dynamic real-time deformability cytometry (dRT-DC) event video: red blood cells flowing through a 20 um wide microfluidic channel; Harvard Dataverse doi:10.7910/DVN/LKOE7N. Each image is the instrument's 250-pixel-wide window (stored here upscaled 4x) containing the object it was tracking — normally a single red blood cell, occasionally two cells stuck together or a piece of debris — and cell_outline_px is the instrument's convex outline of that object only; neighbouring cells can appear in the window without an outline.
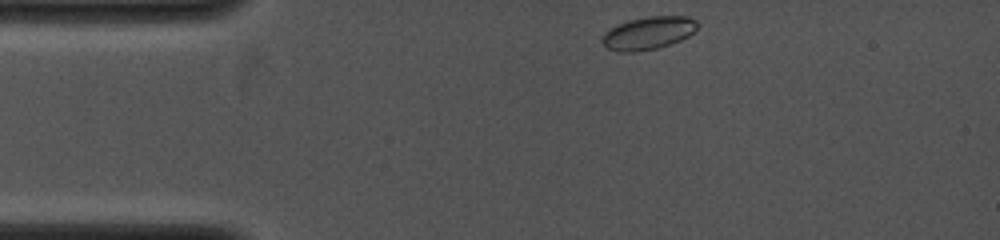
{"species": "common noctule bat (a hibernating species)", "species_latin": "Nyctalus noctula", "temperature_condition": "cold", "stored_images_in_passage": 19, "camera_frame_rate_fps": 4000, "um_per_image_px": 0.085, "animal": {"sex": "female", "body_mass_g": 19.0, "forearm_length_mm": 53.3}, "frame": {"image": 1, "passage_image": 1, "time_ms": 0.0, "image_size_px": [1000, 240], "cell_outline_px": [[700, 24], [688, 36], [680, 40], [656, 48], [636, 52], [620, 52], [608, 48], [600, 40], [604, 32], [616, 24], [628, 20], [648, 16], [688, 16], [696, 20]], "centroid_in_image_um": [55.08, 2.79], "position_along_channel_um": 29.9, "area_um2": 18.26}}
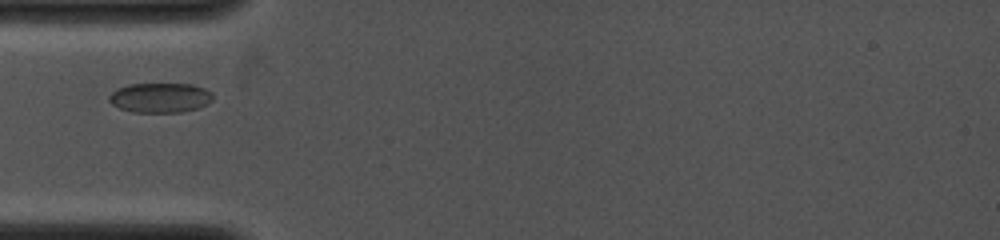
{"frame": {"image": 2, "passage_image": 11, "time_ms": 2.0, "image_size_px": [1000, 240], "cell_outline_px": [[212, 100], [208, 104], [196, 108], [180, 112], [132, 112], [120, 108], [112, 104], [108, 100], [108, 96], [116, 88], [128, 84], [192, 84], [204, 88], [212, 92]], "centroid_in_image_um": [13.59, 8.3], "position_along_channel_um": 71.4, "area_um2": 18.03}}
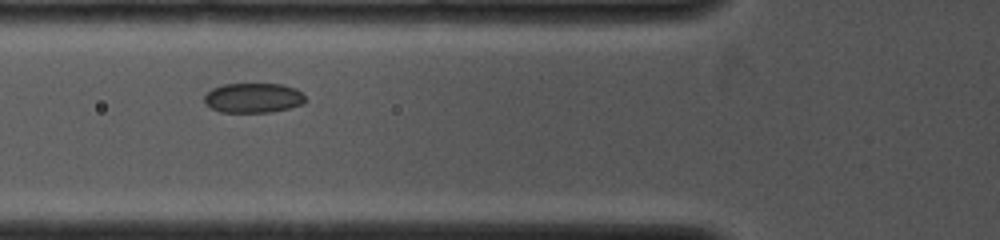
{"frame": {"image": 3, "passage_image": 18, "time_ms": 2.75, "image_size_px": [1000, 240], "cell_outline_px": [[304, 104], [272, 112], [220, 112], [204, 104], [204, 96], [212, 88], [224, 84], [280, 84], [296, 88], [304, 96]], "centroid_in_image_um": [21.5, 8.32], "position_along_channel_um": 104.3, "area_um2": 17.51}}